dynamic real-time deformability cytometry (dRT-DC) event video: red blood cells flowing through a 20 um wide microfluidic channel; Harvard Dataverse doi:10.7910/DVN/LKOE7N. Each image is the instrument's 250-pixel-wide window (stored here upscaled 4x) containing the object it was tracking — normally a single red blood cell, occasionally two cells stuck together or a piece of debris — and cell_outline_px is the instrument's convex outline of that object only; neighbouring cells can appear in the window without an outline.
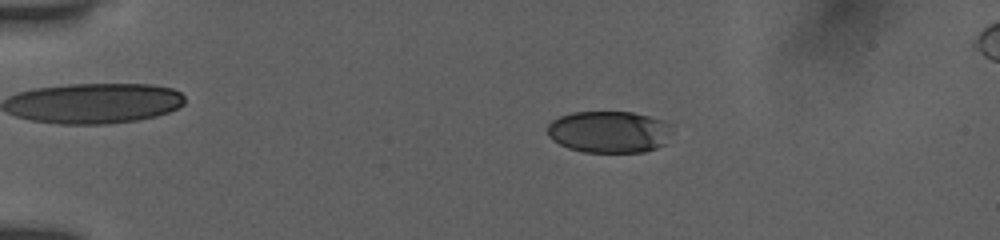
{"species": "human", "species_latin": "Homo sapiens", "temperature_condition": "room temperature", "stored_images_in_passage": 54, "camera_frame_rate_fps": 3000, "um_per_image_px": 0.085, "donor": {"sex": "female"}, "frame": {"image": 1, "passage_image": 12, "time_ms": 3.667, "image_size_px": [1000, 240], "cell_outline_px": [[672, 132], [664, 144], [656, 148], [644, 152], [584, 152], [568, 148], [552, 140], [548, 136], [548, 124], [552, 120], [560, 116], [572, 112], [632, 112], [664, 120], [668, 124]], "centroid_in_image_um": [51.76, 11.21], "position_along_channel_um": 33.2, "area_um2": 30.46}}
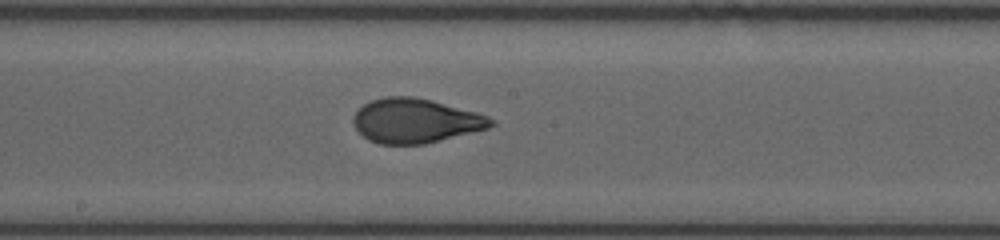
{"frame": {"image": 2, "passage_image": 31, "time_ms": 10.0, "image_size_px": [1000, 240], "cell_outline_px": [[496, 124], [488, 128], [424, 144], [380, 144], [368, 140], [356, 128], [352, 120], [352, 116], [364, 104], [372, 100], [384, 96], [412, 96], [432, 100], [476, 112], [488, 116], [496, 120]], "centroid_in_image_um": [35.32, 10.26], "position_along_channel_um": 212.9, "area_um2": 35.55}}
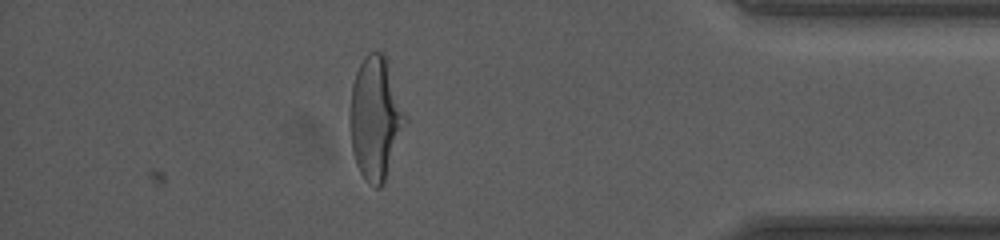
{"frame": {"image": 3, "passage_image": 48, "time_ms": 15.667, "image_size_px": [1000, 240], "cell_outline_px": [[408, 120], [384, 180], [380, 188], [376, 188], [360, 172], [356, 164], [352, 152], [348, 120], [352, 84], [356, 72], [364, 56], [368, 52], [380, 52], [388, 60], [408, 116]], "centroid_in_image_um": [31.92, 9.99], "position_along_channel_um": 403.3, "area_um2": 40.0}, "authors_computed_cell_mechanics": {"area_um2": 35.3158, "velocity_mm_per_s": 3.9317, "shape_relaxation_time_tau1_ms": 5.8083, "shape_relaxation_time_tau2_ms": 0.7516, "deformation_change_tau1": 0.2164, "deformation_change_tau2": 0.0689}}